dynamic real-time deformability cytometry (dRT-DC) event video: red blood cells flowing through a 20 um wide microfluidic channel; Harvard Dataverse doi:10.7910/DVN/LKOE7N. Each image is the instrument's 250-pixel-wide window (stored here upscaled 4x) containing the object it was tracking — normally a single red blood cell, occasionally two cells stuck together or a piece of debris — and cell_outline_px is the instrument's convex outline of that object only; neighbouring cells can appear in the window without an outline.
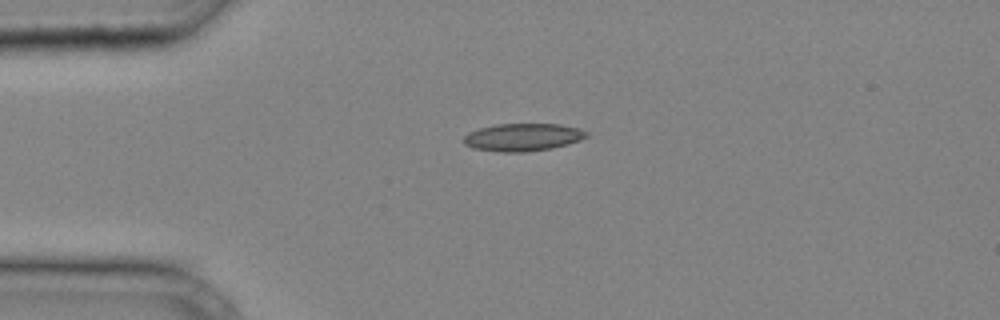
{"species": "common noctule bat (a hibernating species)", "species_latin": "Nyctalus noctula", "temperature_condition": "cold", "stored_images_in_passage": 28, "camera_frame_rate_fps": 3000, "um_per_image_px": 0.085, "animal": {"sex": "male", "body_mass_g": 20.4}, "frame": {"image": 1, "passage_image": 1, "time_ms": 0.0, "image_size_px": [1000, 320], "cell_outline_px": [[588, 136], [580, 140], [568, 144], [552, 148], [524, 152], [500, 152], [472, 148], [464, 144], [464, 136], [468, 132], [480, 128], [496, 124], [560, 124], [580, 128], [588, 132]], "centroid_in_image_um": [44.45, 11.66], "position_along_channel_um": 40.6, "area_um2": 19.88}}
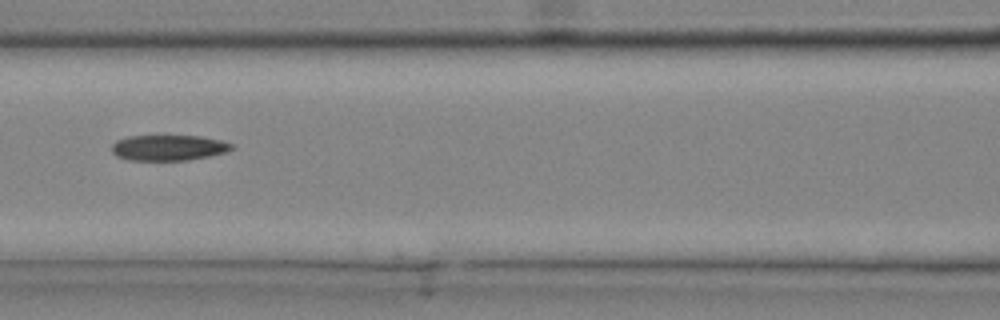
{"frame": {"image": 2, "passage_image": 9, "time_ms": 2.667, "image_size_px": [1000, 320], "cell_outline_px": [[232, 148], [228, 152], [188, 160], [128, 160], [116, 156], [112, 152], [112, 144], [116, 140], [128, 136], [200, 136], [220, 140], [232, 144]], "centroid_in_image_um": [14.3, 12.56], "position_along_channel_um": 152.3, "area_um2": 17.86}}
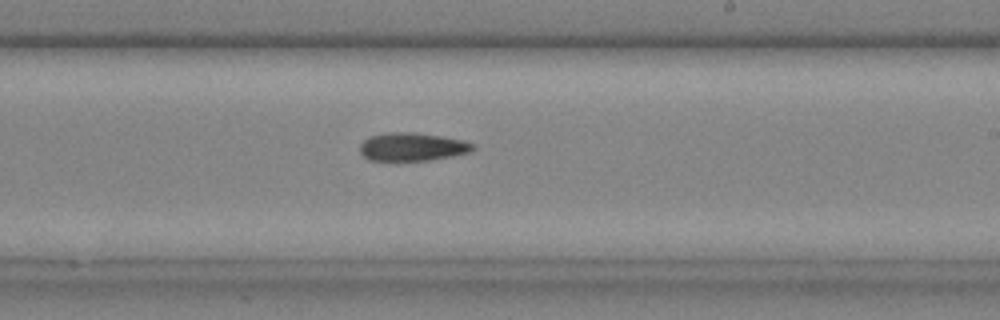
{"frame": {"image": 3, "passage_image": 15, "time_ms": 4.667, "image_size_px": [1000, 320], "cell_outline_px": [[476, 148], [472, 152], [452, 156], [428, 160], [368, 160], [360, 152], [360, 144], [368, 136], [392, 132], [416, 132], [464, 140], [476, 144]], "centroid_in_image_um": [35.08, 12.47], "position_along_channel_um": 253.9, "area_um2": 18.67}}